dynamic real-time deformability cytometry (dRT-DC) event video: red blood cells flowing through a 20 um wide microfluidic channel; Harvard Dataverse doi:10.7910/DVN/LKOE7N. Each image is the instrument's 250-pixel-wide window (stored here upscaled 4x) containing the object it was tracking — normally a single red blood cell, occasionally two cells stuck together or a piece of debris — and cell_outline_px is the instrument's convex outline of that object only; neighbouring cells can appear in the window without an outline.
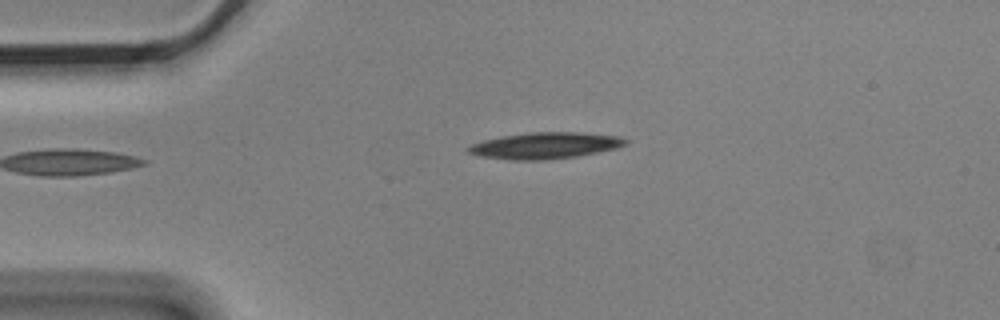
{"species": "Egyptian fruit bat (a non-hibernating species)", "species_latin": "Rousettus aegyptiacus", "temperature_condition": "cold", "stored_images_in_passage": 4, "camera_frame_rate_fps": 3000, "um_per_image_px": 0.085, "animal": {"sex": "male"}, "frame": {"image": 1, "passage_image": 4, "time_ms": 1.0, "image_size_px": [1000, 320], "cell_outline_px": [[628, 144], [616, 148], [576, 156], [544, 160], [512, 160], [480, 156], [468, 152], [464, 148], [472, 144], [484, 140], [504, 136], [532, 132], [576, 132], [620, 136], [628, 140]], "centroid_in_image_um": [46.33, 12.37], "position_along_channel_um": 38.7, "area_um2": 23.99}}